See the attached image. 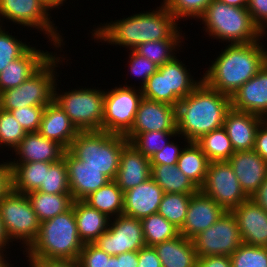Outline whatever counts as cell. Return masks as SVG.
I'll return each mask as SVG.
<instances>
[{"label": "cell", "instance_id": "cell-1", "mask_svg": "<svg viewBox=\"0 0 267 267\" xmlns=\"http://www.w3.org/2000/svg\"><path fill=\"white\" fill-rule=\"evenodd\" d=\"M150 11L127 15L109 23L104 22L92 29V40L95 38L99 44L102 42L133 50L148 41L186 38L181 33L180 24L163 3Z\"/></svg>", "mask_w": 267, "mask_h": 267}, {"label": "cell", "instance_id": "cell-2", "mask_svg": "<svg viewBox=\"0 0 267 267\" xmlns=\"http://www.w3.org/2000/svg\"><path fill=\"white\" fill-rule=\"evenodd\" d=\"M231 109V97L202 81L176 106L178 137L184 143L196 142L203 135L221 128L226 113Z\"/></svg>", "mask_w": 267, "mask_h": 267}, {"label": "cell", "instance_id": "cell-3", "mask_svg": "<svg viewBox=\"0 0 267 267\" xmlns=\"http://www.w3.org/2000/svg\"><path fill=\"white\" fill-rule=\"evenodd\" d=\"M224 48L201 77L208 86L231 97L264 66L267 49L260 40Z\"/></svg>", "mask_w": 267, "mask_h": 267}, {"label": "cell", "instance_id": "cell-4", "mask_svg": "<svg viewBox=\"0 0 267 267\" xmlns=\"http://www.w3.org/2000/svg\"><path fill=\"white\" fill-rule=\"evenodd\" d=\"M83 246L72 203L67 211L40 223L38 236L23 251V255L47 259H78Z\"/></svg>", "mask_w": 267, "mask_h": 267}, {"label": "cell", "instance_id": "cell-5", "mask_svg": "<svg viewBox=\"0 0 267 267\" xmlns=\"http://www.w3.org/2000/svg\"><path fill=\"white\" fill-rule=\"evenodd\" d=\"M211 39L229 44H246L263 40L264 33L253 22L247 8L229 6L212 0L199 18Z\"/></svg>", "mask_w": 267, "mask_h": 267}, {"label": "cell", "instance_id": "cell-6", "mask_svg": "<svg viewBox=\"0 0 267 267\" xmlns=\"http://www.w3.org/2000/svg\"><path fill=\"white\" fill-rule=\"evenodd\" d=\"M124 135L106 131H80L68 151L83 165L99 170L109 180H115L124 145Z\"/></svg>", "mask_w": 267, "mask_h": 267}, {"label": "cell", "instance_id": "cell-7", "mask_svg": "<svg viewBox=\"0 0 267 267\" xmlns=\"http://www.w3.org/2000/svg\"><path fill=\"white\" fill-rule=\"evenodd\" d=\"M65 59L64 55L57 56V52H54L26 81L15 88L2 91L0 108L10 111L27 106H46L51 103L54 100V89L59 76L56 72L57 67L63 60L67 62Z\"/></svg>", "mask_w": 267, "mask_h": 267}, {"label": "cell", "instance_id": "cell-8", "mask_svg": "<svg viewBox=\"0 0 267 267\" xmlns=\"http://www.w3.org/2000/svg\"><path fill=\"white\" fill-rule=\"evenodd\" d=\"M54 8L45 0H0V25L6 22L19 24V26L35 28L38 32H43L45 38L49 39L56 50H61L65 46L64 38L58 32L54 20L50 16ZM52 20V21H51ZM4 22V23H3ZM58 48V49H57Z\"/></svg>", "mask_w": 267, "mask_h": 267}, {"label": "cell", "instance_id": "cell-9", "mask_svg": "<svg viewBox=\"0 0 267 267\" xmlns=\"http://www.w3.org/2000/svg\"><path fill=\"white\" fill-rule=\"evenodd\" d=\"M54 89V100L65 111L79 131H101L103 122L104 94L102 88H74L66 92ZM95 88V89H94ZM62 93V94H61Z\"/></svg>", "mask_w": 267, "mask_h": 267}, {"label": "cell", "instance_id": "cell-10", "mask_svg": "<svg viewBox=\"0 0 267 267\" xmlns=\"http://www.w3.org/2000/svg\"><path fill=\"white\" fill-rule=\"evenodd\" d=\"M0 216L10 241L21 242L25 251L38 236L40 228L27 194L11 189L0 200Z\"/></svg>", "mask_w": 267, "mask_h": 267}, {"label": "cell", "instance_id": "cell-11", "mask_svg": "<svg viewBox=\"0 0 267 267\" xmlns=\"http://www.w3.org/2000/svg\"><path fill=\"white\" fill-rule=\"evenodd\" d=\"M134 86L126 83L105 89L102 131L124 136L130 131L143 98L142 89Z\"/></svg>", "mask_w": 267, "mask_h": 267}, {"label": "cell", "instance_id": "cell-12", "mask_svg": "<svg viewBox=\"0 0 267 267\" xmlns=\"http://www.w3.org/2000/svg\"><path fill=\"white\" fill-rule=\"evenodd\" d=\"M197 257L231 254L243 243L238 222L226 211L212 226L192 239Z\"/></svg>", "mask_w": 267, "mask_h": 267}, {"label": "cell", "instance_id": "cell-13", "mask_svg": "<svg viewBox=\"0 0 267 267\" xmlns=\"http://www.w3.org/2000/svg\"><path fill=\"white\" fill-rule=\"evenodd\" d=\"M199 190L226 211H232L249 199L228 161L210 162L204 184Z\"/></svg>", "mask_w": 267, "mask_h": 267}, {"label": "cell", "instance_id": "cell-14", "mask_svg": "<svg viewBox=\"0 0 267 267\" xmlns=\"http://www.w3.org/2000/svg\"><path fill=\"white\" fill-rule=\"evenodd\" d=\"M94 244L110 256L138 251L146 246L141 220L123 214L110 219L108 229Z\"/></svg>", "mask_w": 267, "mask_h": 267}, {"label": "cell", "instance_id": "cell-15", "mask_svg": "<svg viewBox=\"0 0 267 267\" xmlns=\"http://www.w3.org/2000/svg\"><path fill=\"white\" fill-rule=\"evenodd\" d=\"M150 131L177 132L176 107L142 98L125 138L130 141L136 134Z\"/></svg>", "mask_w": 267, "mask_h": 267}, {"label": "cell", "instance_id": "cell-16", "mask_svg": "<svg viewBox=\"0 0 267 267\" xmlns=\"http://www.w3.org/2000/svg\"><path fill=\"white\" fill-rule=\"evenodd\" d=\"M226 210L218 205L213 198L200 190L191 195L185 221L179 229V234L187 239H193L202 231L212 226Z\"/></svg>", "mask_w": 267, "mask_h": 267}, {"label": "cell", "instance_id": "cell-17", "mask_svg": "<svg viewBox=\"0 0 267 267\" xmlns=\"http://www.w3.org/2000/svg\"><path fill=\"white\" fill-rule=\"evenodd\" d=\"M238 222L243 243L267 247V212L251 198L231 211Z\"/></svg>", "mask_w": 267, "mask_h": 267}, {"label": "cell", "instance_id": "cell-18", "mask_svg": "<svg viewBox=\"0 0 267 267\" xmlns=\"http://www.w3.org/2000/svg\"><path fill=\"white\" fill-rule=\"evenodd\" d=\"M231 108L267 117V62L231 96Z\"/></svg>", "mask_w": 267, "mask_h": 267}, {"label": "cell", "instance_id": "cell-19", "mask_svg": "<svg viewBox=\"0 0 267 267\" xmlns=\"http://www.w3.org/2000/svg\"><path fill=\"white\" fill-rule=\"evenodd\" d=\"M228 163L244 193L251 198L267 178V162L255 150L235 152Z\"/></svg>", "mask_w": 267, "mask_h": 267}, {"label": "cell", "instance_id": "cell-20", "mask_svg": "<svg viewBox=\"0 0 267 267\" xmlns=\"http://www.w3.org/2000/svg\"><path fill=\"white\" fill-rule=\"evenodd\" d=\"M63 159L67 167L68 183L73 201L85 199L110 181L99 170L83 165L68 150L64 152Z\"/></svg>", "mask_w": 267, "mask_h": 267}, {"label": "cell", "instance_id": "cell-21", "mask_svg": "<svg viewBox=\"0 0 267 267\" xmlns=\"http://www.w3.org/2000/svg\"><path fill=\"white\" fill-rule=\"evenodd\" d=\"M66 149L58 142L43 137L38 132L27 133L15 148V156L9 163L48 162L55 163L63 159ZM18 158V159H17Z\"/></svg>", "mask_w": 267, "mask_h": 267}, {"label": "cell", "instance_id": "cell-22", "mask_svg": "<svg viewBox=\"0 0 267 267\" xmlns=\"http://www.w3.org/2000/svg\"><path fill=\"white\" fill-rule=\"evenodd\" d=\"M163 194L157 183L149 178L124 192L123 215L142 220L157 213Z\"/></svg>", "mask_w": 267, "mask_h": 267}, {"label": "cell", "instance_id": "cell-23", "mask_svg": "<svg viewBox=\"0 0 267 267\" xmlns=\"http://www.w3.org/2000/svg\"><path fill=\"white\" fill-rule=\"evenodd\" d=\"M151 178L150 158L144 156L129 141L124 145L115 178L118 187L127 191Z\"/></svg>", "mask_w": 267, "mask_h": 267}, {"label": "cell", "instance_id": "cell-24", "mask_svg": "<svg viewBox=\"0 0 267 267\" xmlns=\"http://www.w3.org/2000/svg\"><path fill=\"white\" fill-rule=\"evenodd\" d=\"M263 117L247 112L230 109L224 118L226 129L235 152L254 150L255 134Z\"/></svg>", "mask_w": 267, "mask_h": 267}, {"label": "cell", "instance_id": "cell-25", "mask_svg": "<svg viewBox=\"0 0 267 267\" xmlns=\"http://www.w3.org/2000/svg\"><path fill=\"white\" fill-rule=\"evenodd\" d=\"M52 52L30 47L21 57L10 62L0 73V93L12 89L26 81L52 55Z\"/></svg>", "mask_w": 267, "mask_h": 267}, {"label": "cell", "instance_id": "cell-26", "mask_svg": "<svg viewBox=\"0 0 267 267\" xmlns=\"http://www.w3.org/2000/svg\"><path fill=\"white\" fill-rule=\"evenodd\" d=\"M79 132L55 100L45 106L38 131L43 137L58 142L68 150Z\"/></svg>", "mask_w": 267, "mask_h": 267}, {"label": "cell", "instance_id": "cell-27", "mask_svg": "<svg viewBox=\"0 0 267 267\" xmlns=\"http://www.w3.org/2000/svg\"><path fill=\"white\" fill-rule=\"evenodd\" d=\"M176 56L159 66L158 71L165 73L166 104L177 106L178 102L189 95L203 80H195L190 69Z\"/></svg>", "mask_w": 267, "mask_h": 267}, {"label": "cell", "instance_id": "cell-28", "mask_svg": "<svg viewBox=\"0 0 267 267\" xmlns=\"http://www.w3.org/2000/svg\"><path fill=\"white\" fill-rule=\"evenodd\" d=\"M153 247L162 267H196L197 255L194 243L181 234Z\"/></svg>", "mask_w": 267, "mask_h": 267}, {"label": "cell", "instance_id": "cell-29", "mask_svg": "<svg viewBox=\"0 0 267 267\" xmlns=\"http://www.w3.org/2000/svg\"><path fill=\"white\" fill-rule=\"evenodd\" d=\"M73 209L78 235L83 244L94 243L108 229L110 218L83 200L73 201Z\"/></svg>", "mask_w": 267, "mask_h": 267}, {"label": "cell", "instance_id": "cell-30", "mask_svg": "<svg viewBox=\"0 0 267 267\" xmlns=\"http://www.w3.org/2000/svg\"><path fill=\"white\" fill-rule=\"evenodd\" d=\"M53 163H10L12 190L21 194L38 191L44 185L45 169Z\"/></svg>", "mask_w": 267, "mask_h": 267}, {"label": "cell", "instance_id": "cell-31", "mask_svg": "<svg viewBox=\"0 0 267 267\" xmlns=\"http://www.w3.org/2000/svg\"><path fill=\"white\" fill-rule=\"evenodd\" d=\"M183 145L185 146H183L177 166L200 189L204 184L210 161L196 142Z\"/></svg>", "mask_w": 267, "mask_h": 267}, {"label": "cell", "instance_id": "cell-32", "mask_svg": "<svg viewBox=\"0 0 267 267\" xmlns=\"http://www.w3.org/2000/svg\"><path fill=\"white\" fill-rule=\"evenodd\" d=\"M83 201L110 219L123 214L124 192L115 180H110L103 187L89 194Z\"/></svg>", "mask_w": 267, "mask_h": 267}, {"label": "cell", "instance_id": "cell-33", "mask_svg": "<svg viewBox=\"0 0 267 267\" xmlns=\"http://www.w3.org/2000/svg\"><path fill=\"white\" fill-rule=\"evenodd\" d=\"M151 178L164 193L195 194L199 191L177 165H151Z\"/></svg>", "mask_w": 267, "mask_h": 267}, {"label": "cell", "instance_id": "cell-34", "mask_svg": "<svg viewBox=\"0 0 267 267\" xmlns=\"http://www.w3.org/2000/svg\"><path fill=\"white\" fill-rule=\"evenodd\" d=\"M27 196L40 223L67 211L73 203L71 194H47L33 191Z\"/></svg>", "mask_w": 267, "mask_h": 267}, {"label": "cell", "instance_id": "cell-35", "mask_svg": "<svg viewBox=\"0 0 267 267\" xmlns=\"http://www.w3.org/2000/svg\"><path fill=\"white\" fill-rule=\"evenodd\" d=\"M196 143L210 162L228 161L235 153L224 127L215 129L203 135Z\"/></svg>", "mask_w": 267, "mask_h": 267}, {"label": "cell", "instance_id": "cell-36", "mask_svg": "<svg viewBox=\"0 0 267 267\" xmlns=\"http://www.w3.org/2000/svg\"><path fill=\"white\" fill-rule=\"evenodd\" d=\"M141 224L146 246H155L179 235V229L158 213L143 218Z\"/></svg>", "mask_w": 267, "mask_h": 267}, {"label": "cell", "instance_id": "cell-37", "mask_svg": "<svg viewBox=\"0 0 267 267\" xmlns=\"http://www.w3.org/2000/svg\"><path fill=\"white\" fill-rule=\"evenodd\" d=\"M183 42L184 40L148 41L138 45L133 50L157 66H162L166 62L171 61L179 53V47H182Z\"/></svg>", "mask_w": 267, "mask_h": 267}, {"label": "cell", "instance_id": "cell-38", "mask_svg": "<svg viewBox=\"0 0 267 267\" xmlns=\"http://www.w3.org/2000/svg\"><path fill=\"white\" fill-rule=\"evenodd\" d=\"M191 195L164 193L157 213L180 229L186 218Z\"/></svg>", "mask_w": 267, "mask_h": 267}, {"label": "cell", "instance_id": "cell-39", "mask_svg": "<svg viewBox=\"0 0 267 267\" xmlns=\"http://www.w3.org/2000/svg\"><path fill=\"white\" fill-rule=\"evenodd\" d=\"M177 136L178 132L150 131L136 134L129 143L144 156L151 158L155 153L162 151L172 137Z\"/></svg>", "mask_w": 267, "mask_h": 267}, {"label": "cell", "instance_id": "cell-40", "mask_svg": "<svg viewBox=\"0 0 267 267\" xmlns=\"http://www.w3.org/2000/svg\"><path fill=\"white\" fill-rule=\"evenodd\" d=\"M27 132L17 122L10 111L0 108V147L15 150ZM10 148V149H9Z\"/></svg>", "mask_w": 267, "mask_h": 267}, {"label": "cell", "instance_id": "cell-41", "mask_svg": "<svg viewBox=\"0 0 267 267\" xmlns=\"http://www.w3.org/2000/svg\"><path fill=\"white\" fill-rule=\"evenodd\" d=\"M38 191L47 194H71L64 159L45 169L44 185H41Z\"/></svg>", "mask_w": 267, "mask_h": 267}, {"label": "cell", "instance_id": "cell-42", "mask_svg": "<svg viewBox=\"0 0 267 267\" xmlns=\"http://www.w3.org/2000/svg\"><path fill=\"white\" fill-rule=\"evenodd\" d=\"M232 267H267V247L242 243L230 256Z\"/></svg>", "mask_w": 267, "mask_h": 267}, {"label": "cell", "instance_id": "cell-43", "mask_svg": "<svg viewBox=\"0 0 267 267\" xmlns=\"http://www.w3.org/2000/svg\"><path fill=\"white\" fill-rule=\"evenodd\" d=\"M5 28V29H4ZM0 25V73L12 61L21 57L30 47L18 36H13L6 31V27ZM16 37V38H15Z\"/></svg>", "mask_w": 267, "mask_h": 267}, {"label": "cell", "instance_id": "cell-44", "mask_svg": "<svg viewBox=\"0 0 267 267\" xmlns=\"http://www.w3.org/2000/svg\"><path fill=\"white\" fill-rule=\"evenodd\" d=\"M212 0H163V4L179 22L180 19H199ZM189 18V19H188Z\"/></svg>", "mask_w": 267, "mask_h": 267}, {"label": "cell", "instance_id": "cell-45", "mask_svg": "<svg viewBox=\"0 0 267 267\" xmlns=\"http://www.w3.org/2000/svg\"><path fill=\"white\" fill-rule=\"evenodd\" d=\"M45 106H27L10 110L27 133L38 132Z\"/></svg>", "mask_w": 267, "mask_h": 267}, {"label": "cell", "instance_id": "cell-46", "mask_svg": "<svg viewBox=\"0 0 267 267\" xmlns=\"http://www.w3.org/2000/svg\"><path fill=\"white\" fill-rule=\"evenodd\" d=\"M127 63H129L128 68L130 69H128V72L135 78L138 77L137 79H141V86L139 85L140 88L146 84L148 78H150L159 68L155 63L139 55L134 50H130Z\"/></svg>", "mask_w": 267, "mask_h": 267}, {"label": "cell", "instance_id": "cell-47", "mask_svg": "<svg viewBox=\"0 0 267 267\" xmlns=\"http://www.w3.org/2000/svg\"><path fill=\"white\" fill-rule=\"evenodd\" d=\"M141 89L143 98L166 103L165 73L157 70Z\"/></svg>", "mask_w": 267, "mask_h": 267}, {"label": "cell", "instance_id": "cell-48", "mask_svg": "<svg viewBox=\"0 0 267 267\" xmlns=\"http://www.w3.org/2000/svg\"><path fill=\"white\" fill-rule=\"evenodd\" d=\"M110 257L94 243H87L80 251L78 261L80 267H105L106 258Z\"/></svg>", "mask_w": 267, "mask_h": 267}, {"label": "cell", "instance_id": "cell-49", "mask_svg": "<svg viewBox=\"0 0 267 267\" xmlns=\"http://www.w3.org/2000/svg\"><path fill=\"white\" fill-rule=\"evenodd\" d=\"M177 143L178 142L175 143L174 140H172L162 149V151L155 153L150 158L151 165H177V161L183 150V147L179 146Z\"/></svg>", "mask_w": 267, "mask_h": 267}, {"label": "cell", "instance_id": "cell-50", "mask_svg": "<svg viewBox=\"0 0 267 267\" xmlns=\"http://www.w3.org/2000/svg\"><path fill=\"white\" fill-rule=\"evenodd\" d=\"M247 10L253 22L267 35V0H248Z\"/></svg>", "mask_w": 267, "mask_h": 267}, {"label": "cell", "instance_id": "cell-51", "mask_svg": "<svg viewBox=\"0 0 267 267\" xmlns=\"http://www.w3.org/2000/svg\"><path fill=\"white\" fill-rule=\"evenodd\" d=\"M26 259L29 262V267H80L78 259H47L41 257H26Z\"/></svg>", "mask_w": 267, "mask_h": 267}, {"label": "cell", "instance_id": "cell-52", "mask_svg": "<svg viewBox=\"0 0 267 267\" xmlns=\"http://www.w3.org/2000/svg\"><path fill=\"white\" fill-rule=\"evenodd\" d=\"M137 267H162V263L153 246H144L138 250Z\"/></svg>", "mask_w": 267, "mask_h": 267}, {"label": "cell", "instance_id": "cell-53", "mask_svg": "<svg viewBox=\"0 0 267 267\" xmlns=\"http://www.w3.org/2000/svg\"><path fill=\"white\" fill-rule=\"evenodd\" d=\"M254 150L267 162V121L265 119L257 128Z\"/></svg>", "mask_w": 267, "mask_h": 267}, {"label": "cell", "instance_id": "cell-54", "mask_svg": "<svg viewBox=\"0 0 267 267\" xmlns=\"http://www.w3.org/2000/svg\"><path fill=\"white\" fill-rule=\"evenodd\" d=\"M196 267H232L229 256L215 255L197 257Z\"/></svg>", "mask_w": 267, "mask_h": 267}, {"label": "cell", "instance_id": "cell-55", "mask_svg": "<svg viewBox=\"0 0 267 267\" xmlns=\"http://www.w3.org/2000/svg\"><path fill=\"white\" fill-rule=\"evenodd\" d=\"M12 189L10 163H0V200Z\"/></svg>", "mask_w": 267, "mask_h": 267}, {"label": "cell", "instance_id": "cell-56", "mask_svg": "<svg viewBox=\"0 0 267 267\" xmlns=\"http://www.w3.org/2000/svg\"><path fill=\"white\" fill-rule=\"evenodd\" d=\"M251 199L267 212V178L252 195Z\"/></svg>", "mask_w": 267, "mask_h": 267}, {"label": "cell", "instance_id": "cell-57", "mask_svg": "<svg viewBox=\"0 0 267 267\" xmlns=\"http://www.w3.org/2000/svg\"><path fill=\"white\" fill-rule=\"evenodd\" d=\"M138 251H129L120 254V267H137Z\"/></svg>", "mask_w": 267, "mask_h": 267}, {"label": "cell", "instance_id": "cell-58", "mask_svg": "<svg viewBox=\"0 0 267 267\" xmlns=\"http://www.w3.org/2000/svg\"><path fill=\"white\" fill-rule=\"evenodd\" d=\"M9 243H11V241L7 236V233L4 229L3 222H2L1 216H0V249L10 248L11 244H9Z\"/></svg>", "mask_w": 267, "mask_h": 267}, {"label": "cell", "instance_id": "cell-59", "mask_svg": "<svg viewBox=\"0 0 267 267\" xmlns=\"http://www.w3.org/2000/svg\"><path fill=\"white\" fill-rule=\"evenodd\" d=\"M223 2L229 6L247 8L248 0H217Z\"/></svg>", "mask_w": 267, "mask_h": 267}, {"label": "cell", "instance_id": "cell-60", "mask_svg": "<svg viewBox=\"0 0 267 267\" xmlns=\"http://www.w3.org/2000/svg\"><path fill=\"white\" fill-rule=\"evenodd\" d=\"M105 267H120V254L117 256H111L110 258H106Z\"/></svg>", "mask_w": 267, "mask_h": 267}, {"label": "cell", "instance_id": "cell-61", "mask_svg": "<svg viewBox=\"0 0 267 267\" xmlns=\"http://www.w3.org/2000/svg\"><path fill=\"white\" fill-rule=\"evenodd\" d=\"M46 2H48L53 8H58L60 6H63V4H65L64 2H66L67 0H45Z\"/></svg>", "mask_w": 267, "mask_h": 267}, {"label": "cell", "instance_id": "cell-62", "mask_svg": "<svg viewBox=\"0 0 267 267\" xmlns=\"http://www.w3.org/2000/svg\"><path fill=\"white\" fill-rule=\"evenodd\" d=\"M4 251L7 253L6 249H0V266L6 261V258H9V257H6L8 255H6Z\"/></svg>", "mask_w": 267, "mask_h": 267}, {"label": "cell", "instance_id": "cell-63", "mask_svg": "<svg viewBox=\"0 0 267 267\" xmlns=\"http://www.w3.org/2000/svg\"><path fill=\"white\" fill-rule=\"evenodd\" d=\"M10 260L7 259L0 267H14L13 265L14 264H10L11 261L9 262Z\"/></svg>", "mask_w": 267, "mask_h": 267}]
</instances>
